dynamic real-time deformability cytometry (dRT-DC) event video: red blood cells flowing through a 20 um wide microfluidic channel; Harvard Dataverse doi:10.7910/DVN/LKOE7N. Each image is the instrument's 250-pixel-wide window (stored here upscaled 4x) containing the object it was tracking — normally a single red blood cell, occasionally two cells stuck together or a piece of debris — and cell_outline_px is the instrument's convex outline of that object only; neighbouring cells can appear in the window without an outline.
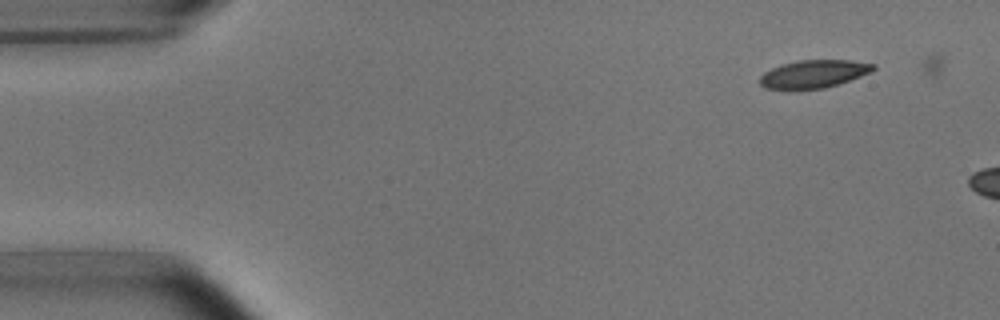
{"species": "common noctule bat (a hibernating species)", "species_latin": "Nyctalus noctula", "temperature_condition": "room temperature", "stored_images_in_passage": 3, "camera_frame_rate_fps": 3000, "um_per_image_px": 0.085, "animal": {"sex": "male", "body_mass_g": 15.6}, "frame": {"image": 1, "passage_image": 1, "time_ms": 0.0, "image_size_px": [1000, 320], "cell_outline_px": [[876, 68], [872, 72], [824, 88], [788, 92], [764, 88], [760, 84], [760, 76], [764, 72], [780, 64], [800, 60], [852, 60], [876, 64]], "centroid_in_image_um": [69.1, 6.32], "position_along_channel_um": 15.9, "area_um2": 19.02}}